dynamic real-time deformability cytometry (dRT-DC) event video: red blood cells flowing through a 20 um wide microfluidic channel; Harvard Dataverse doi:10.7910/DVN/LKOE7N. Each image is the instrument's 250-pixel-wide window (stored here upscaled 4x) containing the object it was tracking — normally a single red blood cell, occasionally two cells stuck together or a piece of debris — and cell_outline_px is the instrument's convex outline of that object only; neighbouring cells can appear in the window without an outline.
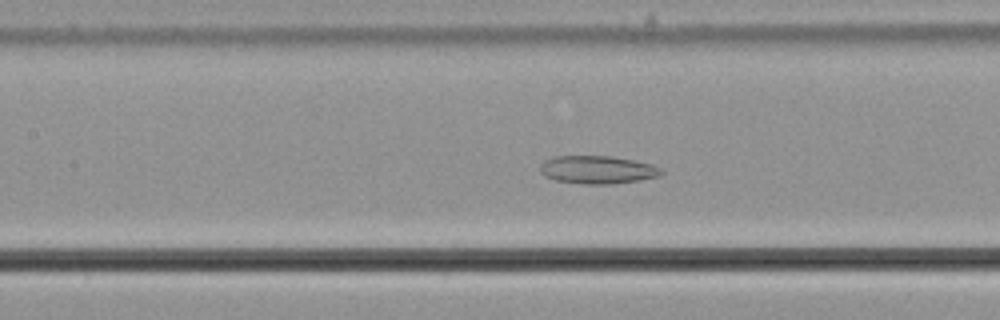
{"species": "common noctule bat (a hibernating species)", "species_latin": "Nyctalus noctula", "temperature_condition": "cold", "stored_images_in_passage": 39, "camera_frame_rate_fps": 3000, "um_per_image_px": 0.085, "animal": {"sex": "male", "body_mass_g": 21.5, "forearm_length_mm": 52.0}, "frame": {"image": 1, "passage_image": 23, "time_ms": 7.333, "image_size_px": [1000, 320], "cell_outline_px": [[664, 172], [660, 176], [640, 180], [612, 184], [584, 184], [556, 180], [544, 176], [540, 172], [540, 164], [544, 160], [552, 156], [612, 156], [652, 164], [660, 168]], "centroid_in_image_um": [50.77, 14.42], "position_along_channel_um": 156.6, "area_um2": 19.88}}
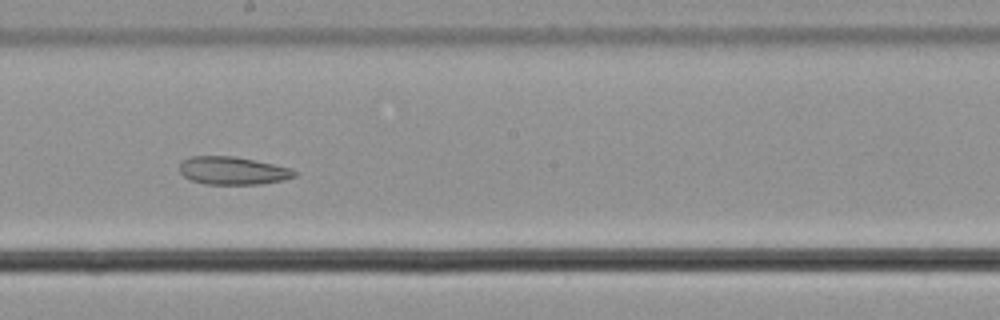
{"frame": {"image": 2, "passage_image": 29, "time_ms": 9.333, "image_size_px": [1000, 320], "cell_outline_px": [[296, 176], [284, 180], [264, 184], [204, 184], [192, 180], [184, 176], [180, 172], [180, 164], [188, 156], [232, 156], [272, 164], [288, 168], [296, 172]], "centroid_in_image_um": [19.76, 14.51], "position_along_channel_um": 228.4, "area_um2": 18.5}}
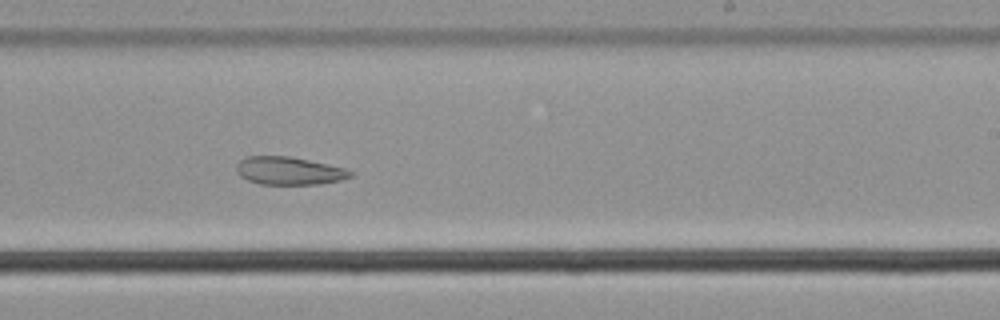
{"frame": {"image": 3, "passage_image": 32, "time_ms": 10.333, "image_size_px": [1000, 320], "cell_outline_px": [[352, 176], [340, 180], [320, 184], [260, 184], [248, 180], [240, 176], [236, 172], [236, 164], [244, 156], [288, 156], [308, 160], [344, 168], [352, 172]], "centroid_in_image_um": [24.51, 14.52], "position_along_channel_um": 264.5, "area_um2": 18.44}}